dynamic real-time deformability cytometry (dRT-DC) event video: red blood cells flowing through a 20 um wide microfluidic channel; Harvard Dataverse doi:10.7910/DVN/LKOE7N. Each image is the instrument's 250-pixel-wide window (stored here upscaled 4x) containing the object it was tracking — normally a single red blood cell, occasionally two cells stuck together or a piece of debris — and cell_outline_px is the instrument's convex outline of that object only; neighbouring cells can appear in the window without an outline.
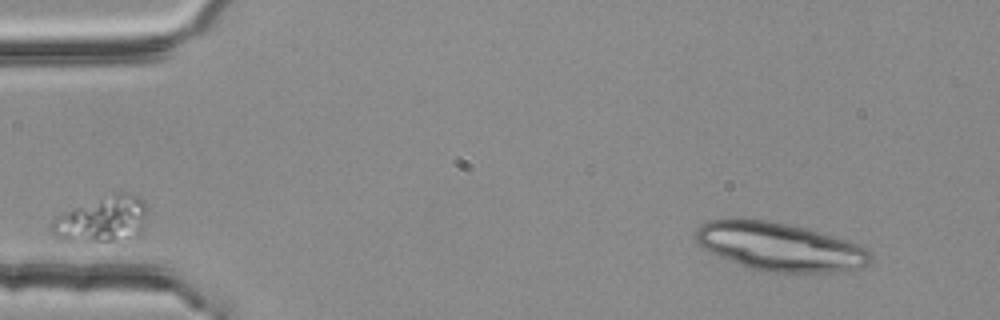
{"species": "common noctule bat (a hibernating species)", "species_latin": "Nyctalus noctula", "temperature_condition": "room temperature", "stored_images_in_passage": 48, "camera_frame_rate_fps": 3000, "um_per_image_px": 0.085, "animal": {"sex": "female", "body_mass_g": 25.1}, "frame": {"image": 1, "passage_image": 1, "time_ms": 0.0, "image_size_px": [1000, 320], "cell_outline_px": [[872, 260], [868, 264], [828, 272], [772, 272], [748, 268], [728, 260], [704, 248], [696, 240], [696, 228], [708, 220], [768, 220], [804, 228], [844, 240], [856, 244], [872, 252]], "centroid_in_image_um": [66.23, 20.98], "position_along_channel_um": 18.8, "area_um2": 47.86}}
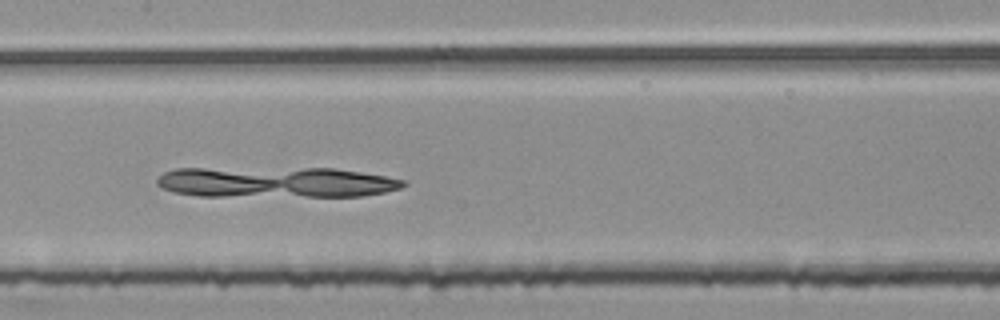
{"frame": {"image": 2, "passage_image": 22, "time_ms": 7.0, "image_size_px": [1000, 320], "cell_outline_px": [[408, 184], [400, 188], [384, 192], [364, 196], [200, 196], [172, 192], [156, 184], [156, 180], [164, 172], [176, 168], [336, 168], [384, 176], [404, 180]], "centroid_in_image_um": [23.43, 15.48], "position_along_channel_um": 184.0, "area_um2": 44.22}}
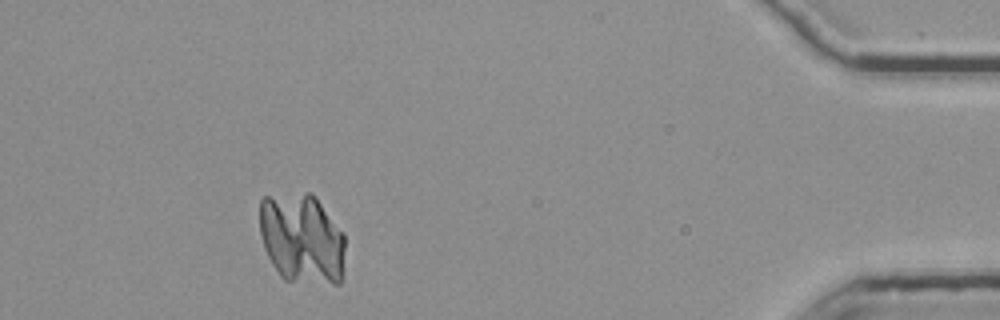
{"frame": {"image": 3, "passage_image": 45, "time_ms": 14.667, "image_size_px": [1000, 320], "cell_outline_px": [[344, 248], [340, 284], [332, 284], [284, 280], [280, 276], [272, 264], [264, 248], [260, 232], [260, 200], [264, 196], [304, 192], [308, 192], [320, 204], [344, 232]], "centroid_in_image_um": [25.63, 20.29], "position_along_channel_um": 409.6, "area_um2": 44.97}}